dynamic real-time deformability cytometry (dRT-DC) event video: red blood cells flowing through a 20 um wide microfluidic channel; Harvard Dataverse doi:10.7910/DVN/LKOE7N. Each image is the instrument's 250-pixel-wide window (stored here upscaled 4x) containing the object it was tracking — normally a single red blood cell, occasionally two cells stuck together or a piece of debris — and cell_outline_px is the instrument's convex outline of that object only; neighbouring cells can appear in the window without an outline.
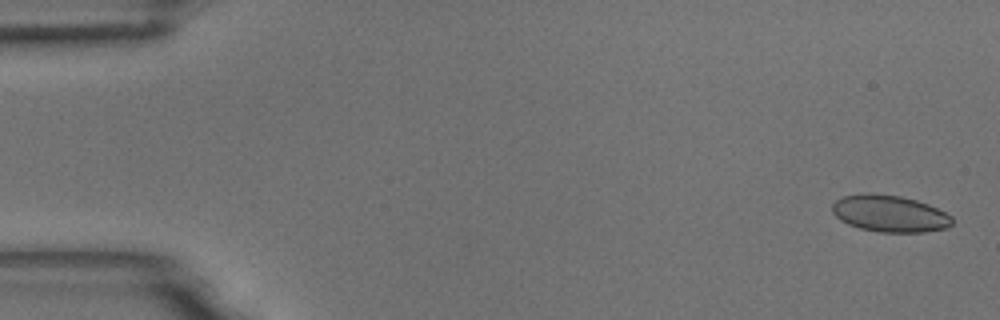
{"species": "common noctule bat (a hibernating species)", "species_latin": "Nyctalus noctula", "temperature_condition": "room temperature", "stored_images_in_passage": 57, "camera_frame_rate_fps": 3000, "um_per_image_px": 0.085, "animal": {"sex": "male", "body_mass_g": 18.8}, "frame": {"image": 1, "passage_image": 2, "time_ms": 0.333, "image_size_px": [1000, 320], "cell_outline_px": [[952, 224], [948, 228], [924, 232], [880, 232], [860, 228], [848, 224], [840, 220], [832, 212], [832, 204], [836, 200], [844, 196], [868, 192], [900, 196], [916, 200], [928, 204], [952, 216]], "centroid_in_image_um": [75.62, 18.15], "position_along_channel_um": 9.4, "area_um2": 25.72}}
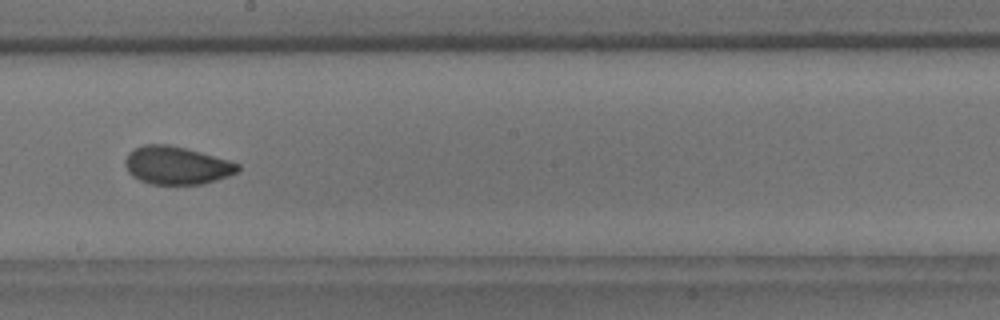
{"frame": {"image": 2, "passage_image": 32, "time_ms": 10.333, "image_size_px": [1000, 320], "cell_outline_px": [[240, 168], [236, 172], [228, 176], [216, 180], [200, 184], [152, 184], [140, 180], [132, 176], [128, 172], [124, 164], [124, 160], [128, 152], [144, 144], [168, 144], [200, 152], [228, 160], [240, 164]], "centroid_in_image_um": [14.98, 14.05], "position_along_channel_um": 233.2, "area_um2": 24.8}}
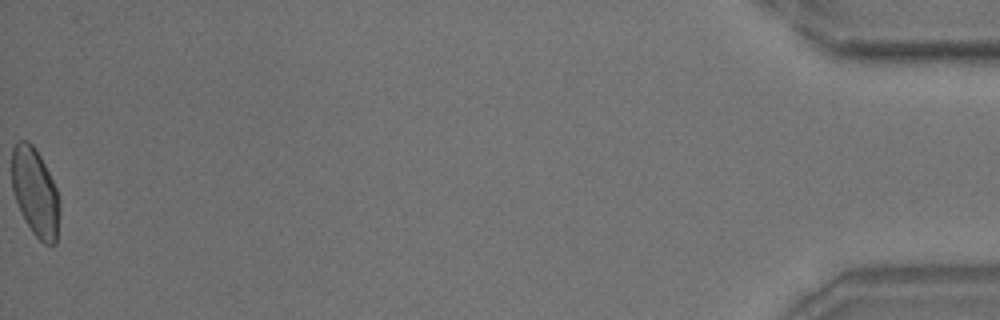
{"frame": {"image": 3, "passage_image": 57, "time_ms": 18.667, "image_size_px": [1000, 320], "cell_outline_px": [[60, 208], [56, 244], [52, 248], [44, 244], [32, 232], [16, 200], [12, 188], [12, 148], [16, 140], [28, 140], [32, 144], [40, 156], [56, 188], [60, 200]], "centroid_in_image_um": [3.01, 16.35], "position_along_channel_um": 432.2, "area_um2": 24.51}, "authors_computed_cell_mechanics": {"area_um2": 25.2008, "velocity_mm_per_s": 3.5804, "shape_relaxation_time_tau1_ms": 8.2871, "shape_relaxation_time_tau2_ms": 1.1334, "deformation_change_tau1": 0.1344, "deformation_change_tau2": 0.049}}